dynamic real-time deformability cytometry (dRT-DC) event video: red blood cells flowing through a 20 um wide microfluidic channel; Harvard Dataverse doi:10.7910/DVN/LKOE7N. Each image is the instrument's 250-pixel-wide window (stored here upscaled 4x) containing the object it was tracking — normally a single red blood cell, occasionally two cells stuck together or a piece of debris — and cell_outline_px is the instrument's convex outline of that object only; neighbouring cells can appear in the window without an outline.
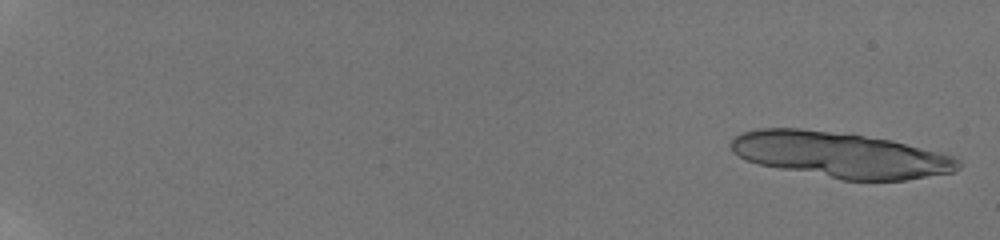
{"species": "human", "species_latin": "Homo sapiens", "temperature_condition": "room temperature", "stored_images_in_passage": 20, "camera_frame_rate_fps": 3000, "um_per_image_px": 0.085, "donor": {"sex": "male"}, "frame": {"image": 1, "passage_image": 2, "time_ms": 0.333, "image_size_px": [1000, 240], "cell_outline_px": [[960, 168], [956, 172], [904, 180], [844, 180], [780, 168], [760, 164], [744, 160], [732, 152], [732, 140], [740, 132], [760, 128], [800, 128], [864, 136], [892, 140], [952, 156], [960, 160]], "centroid_in_image_um": [71.43, 13.16], "position_along_channel_um": 13.6, "area_um2": 59.88}}